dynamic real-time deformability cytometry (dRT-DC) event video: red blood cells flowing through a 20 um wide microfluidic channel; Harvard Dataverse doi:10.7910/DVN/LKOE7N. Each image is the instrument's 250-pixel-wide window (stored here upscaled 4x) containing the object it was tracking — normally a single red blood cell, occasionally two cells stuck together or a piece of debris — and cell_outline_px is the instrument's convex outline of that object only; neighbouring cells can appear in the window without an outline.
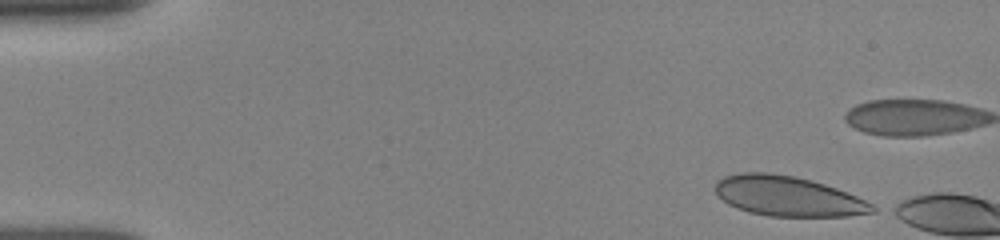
{"species": "human", "species_latin": "Homo sapiens", "temperature_condition": "room temperature", "stored_images_in_passage": 5, "camera_frame_rate_fps": 3000, "um_per_image_px": 0.085, "donor": {"sex": "female"}, "frame": {"image": 1, "passage_image": 1, "time_ms": 0.0, "image_size_px": [1000, 240], "cell_outline_px": [[880, 208], [876, 212], [848, 216], [768, 216], [748, 212], [736, 208], [728, 204], [716, 192], [716, 180], [724, 176], [740, 172], [768, 172], [792, 176], [812, 180], [836, 188], [856, 196]], "centroid_in_image_um": [66.99, 16.68], "position_along_channel_um": 18.0, "area_um2": 36.65}}